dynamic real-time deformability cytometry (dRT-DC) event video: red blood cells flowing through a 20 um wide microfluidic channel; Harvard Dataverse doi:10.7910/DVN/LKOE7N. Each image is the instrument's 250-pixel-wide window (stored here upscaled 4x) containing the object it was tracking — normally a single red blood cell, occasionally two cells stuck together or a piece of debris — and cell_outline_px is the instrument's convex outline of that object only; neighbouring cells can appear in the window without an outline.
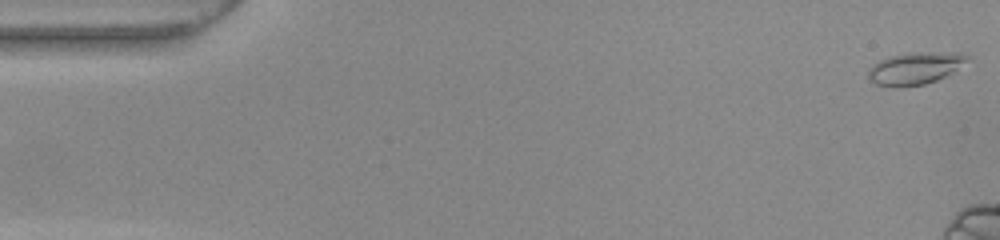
{"species": "common noctule bat (a hibernating species)", "species_latin": "Nyctalus noctula", "temperature_condition": "warm", "stored_images_in_passage": 15, "camera_frame_rate_fps": 3000, "um_per_image_px": 0.085, "animal": {"sex": "female", "body_mass_g": 22.0, "forearm_length_mm": 56.7}, "frame": {"image": 1, "passage_image": 1, "time_ms": 0.0, "image_size_px": [1000, 240], "cell_outline_px": [[972, 60], [944, 76], [936, 80], [924, 84], [892, 88], [876, 84], [868, 76], [868, 68], [872, 64], [888, 56], [912, 52], [960, 52], [968, 56]], "centroid_in_image_um": [77.79, 5.79], "position_along_channel_um": 7.2, "area_um2": 18.79}}